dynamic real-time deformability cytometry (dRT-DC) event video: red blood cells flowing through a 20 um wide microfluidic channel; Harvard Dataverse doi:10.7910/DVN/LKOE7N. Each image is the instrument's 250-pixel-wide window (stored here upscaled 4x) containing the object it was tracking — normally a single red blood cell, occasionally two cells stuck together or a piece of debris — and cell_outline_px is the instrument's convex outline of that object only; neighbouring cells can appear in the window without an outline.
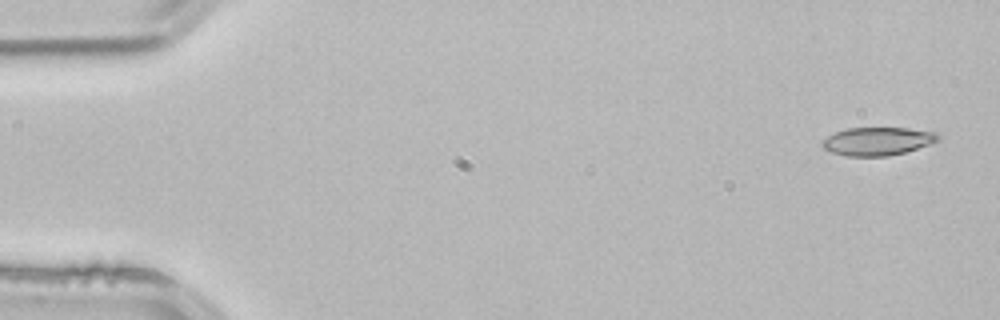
{"species": "common noctule bat (a hibernating species)", "species_latin": "Nyctalus noctula", "temperature_condition": "room temperature", "stored_images_in_passage": 3, "camera_frame_rate_fps": 3000, "um_per_image_px": 0.085, "animal": {"sex": "male", "body_mass_g": 21.5, "forearm_length_mm": 52.0}, "frame": {"image": 1, "passage_image": 1, "time_ms": 0.0, "image_size_px": [1000, 320], "cell_outline_px": [[940, 140], [904, 152], [888, 156], [848, 156], [832, 152], [824, 148], [820, 144], [820, 140], [836, 132], [848, 128], [908, 128], [936, 132], [940, 136]], "centroid_in_image_um": [74.57, 12.0], "position_along_channel_um": 10.4, "area_um2": 18.9}}
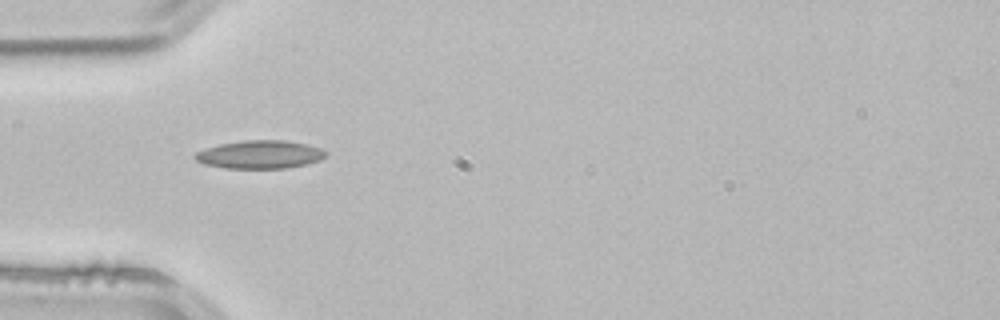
{"frame": {"image": 2, "passage_image": 3, "time_ms": 0.667, "image_size_px": [1000, 320], "cell_outline_px": [[328, 152], [320, 160], [308, 164], [288, 168], [224, 168], [204, 164], [196, 160], [192, 156], [196, 152], [220, 144], [244, 140], [284, 140], [308, 144], [320, 148]], "centroid_in_image_um": [22.11, 13.13], "position_along_channel_um": 62.9, "area_um2": 21.5}}